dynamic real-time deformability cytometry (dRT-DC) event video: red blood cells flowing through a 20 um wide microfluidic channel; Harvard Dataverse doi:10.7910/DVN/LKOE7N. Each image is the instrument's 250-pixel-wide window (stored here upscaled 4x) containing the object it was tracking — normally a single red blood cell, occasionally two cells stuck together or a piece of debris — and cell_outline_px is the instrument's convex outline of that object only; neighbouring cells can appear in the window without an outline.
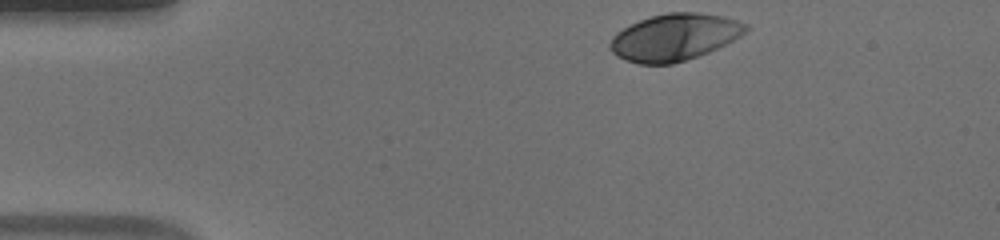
{"species": "human", "species_latin": "Homo sapiens", "temperature_condition": "warm", "stored_images_in_passage": 36, "camera_frame_rate_fps": 3000, "um_per_image_px": 0.085, "donor": {"sex": "male"}, "frame": {"image": 1, "passage_image": 1, "time_ms": 0.0, "image_size_px": [1000, 240], "cell_outline_px": [[752, 28], [740, 36], [708, 52], [672, 64], [640, 64], [624, 60], [616, 56], [608, 48], [608, 44], [612, 36], [616, 32], [640, 20], [652, 16], [668, 12], [700, 12], [724, 16], [748, 24]], "centroid_in_image_um": [57.32, 3.16], "position_along_channel_um": 27.7, "area_um2": 37.11}}
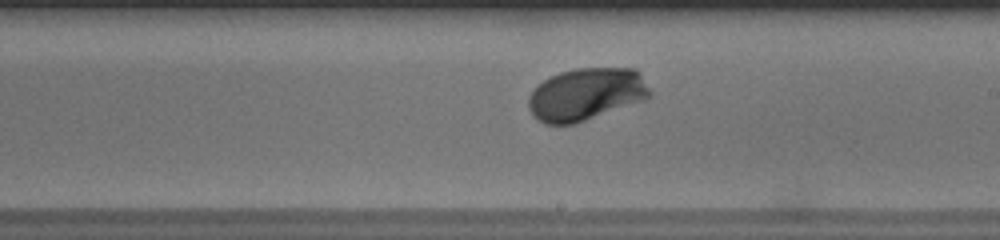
{"frame": {"image": 2, "passage_image": 23, "time_ms": 7.333, "image_size_px": [1000, 240], "cell_outline_px": [[652, 96], [644, 100], [572, 124], [544, 124], [536, 120], [528, 108], [528, 96], [536, 84], [560, 72], [576, 68], [636, 68], [640, 72], [652, 92]], "centroid_in_image_um": [49.81, 8.0], "position_along_channel_um": 239.2, "area_um2": 37.22}}
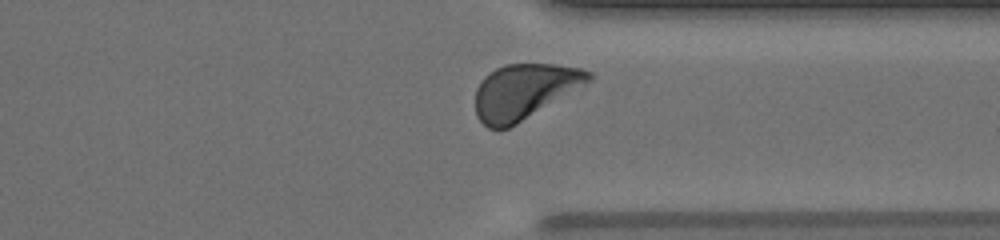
{"frame": {"image": 3, "passage_image": 33, "time_ms": 10.667, "image_size_px": [1000, 240], "cell_outline_px": [[592, 80], [516, 124], [508, 128], [488, 128], [476, 116], [476, 88], [480, 80], [484, 76], [496, 68], [504, 64], [552, 64], [580, 68], [592, 72]], "centroid_in_image_um": [44.54, 7.75], "position_along_channel_um": 366.9, "area_um2": 36.01}, "authors_computed_cell_mechanics": {"area_um2": 36.1828, "velocity_mm_per_s": 3.8345, "shape_relaxation_time_tau1_ms": 1.8534, "shape_relaxation_time_tau2_ms": null, "deformation_change_tau1": 0.1603, "deformation_change_tau2": null}}